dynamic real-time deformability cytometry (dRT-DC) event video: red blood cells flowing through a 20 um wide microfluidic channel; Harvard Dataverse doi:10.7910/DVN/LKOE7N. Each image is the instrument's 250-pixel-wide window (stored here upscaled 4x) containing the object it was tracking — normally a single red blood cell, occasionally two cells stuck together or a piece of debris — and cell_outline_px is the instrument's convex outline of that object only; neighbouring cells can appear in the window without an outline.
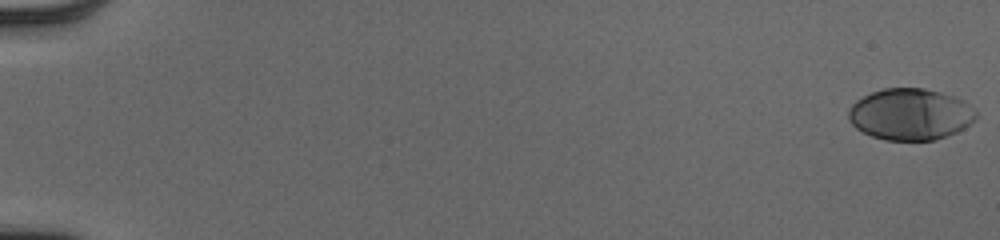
{"species": "human", "species_latin": "Homo sapiens", "temperature_condition": "cold", "stored_images_in_passage": 54, "camera_frame_rate_fps": 3000, "um_per_image_px": 0.085, "donor": {"sex": "male"}, "frame": {"image": 1, "passage_image": 1, "time_ms": 0.0, "image_size_px": [1000, 240], "cell_outline_px": [[976, 120], [964, 128], [948, 136], [936, 140], [884, 140], [872, 136], [856, 128], [848, 120], [848, 112], [852, 104], [856, 100], [872, 92], [884, 88], [924, 88], [940, 92], [964, 100], [976, 112]], "centroid_in_image_um": [77.38, 9.72], "position_along_channel_um": 7.6, "area_um2": 38.32}}
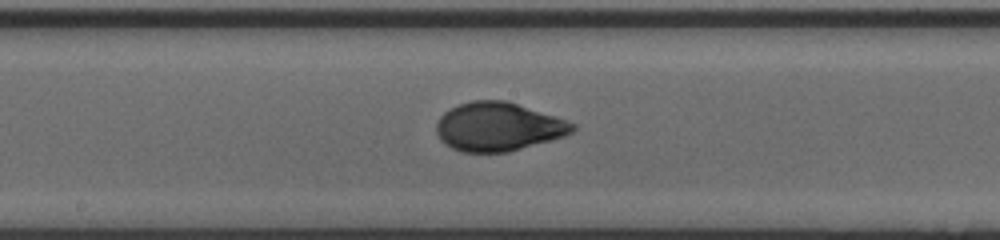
{"frame": {"image": 2, "passage_image": 31, "time_ms": 10.0, "image_size_px": [1000, 240], "cell_outline_px": [[576, 128], [572, 132], [564, 136], [508, 152], [460, 152], [444, 144], [440, 140], [436, 132], [436, 124], [440, 116], [448, 108], [472, 100], [508, 100], [576, 124]], "centroid_in_image_um": [42.3, 10.77], "position_along_channel_um": 205.9, "area_um2": 38.61}}
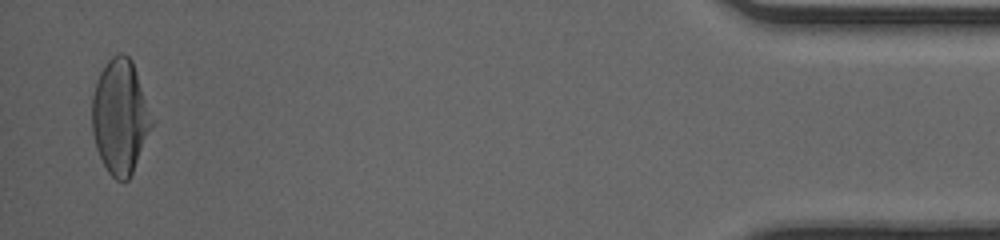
{"frame": {"image": 3, "passage_image": 53, "time_ms": 17.333, "image_size_px": [1000, 240], "cell_outline_px": [[152, 124], [132, 172], [128, 180], [116, 180], [108, 172], [96, 148], [92, 132], [92, 96], [100, 72], [108, 60], [112, 56], [120, 52], [124, 52], [132, 60], [152, 120]], "centroid_in_image_um": [10.17, 9.9], "position_along_channel_um": 425.0, "area_um2": 38.96}, "authors_computed_cell_mechanics": {"area_um2": 37.9746, "velocity_mm_per_s": 3.9927, "shape_relaxation_time_tau1_ms": 3.8999, "shape_relaxation_time_tau2_ms": null, "deformation_change_tau1": 0.1857, "deformation_change_tau2": null}}